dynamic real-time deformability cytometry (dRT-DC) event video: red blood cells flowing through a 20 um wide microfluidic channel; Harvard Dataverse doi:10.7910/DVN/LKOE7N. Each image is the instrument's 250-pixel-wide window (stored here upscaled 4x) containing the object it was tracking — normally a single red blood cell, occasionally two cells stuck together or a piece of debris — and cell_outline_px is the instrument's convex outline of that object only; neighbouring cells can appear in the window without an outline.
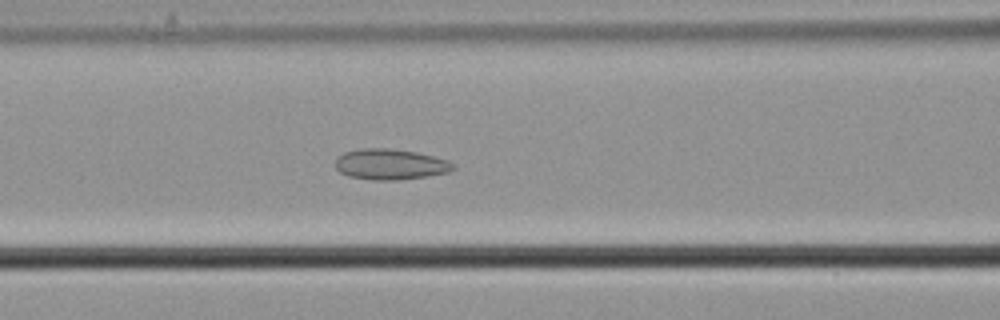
{"species": "common noctule bat (a hibernating species)", "species_latin": "Nyctalus noctula", "temperature_condition": "cold", "stored_images_in_passage": 41, "camera_frame_rate_fps": 3000, "um_per_image_px": 0.085, "animal": {"sex": "male", "body_mass_g": 21.5, "forearm_length_mm": 52.0}, "frame": {"image": 1, "passage_image": 17, "time_ms": 5.333, "image_size_px": [1000, 320], "cell_outline_px": [[456, 168], [452, 172], [428, 176], [400, 180], [372, 180], [348, 176], [340, 172], [336, 168], [336, 156], [344, 152], [360, 148], [388, 148], [416, 152], [448, 160], [456, 164]], "centroid_in_image_um": [33.2, 13.97], "position_along_channel_um": 133.4, "area_um2": 21.39}}
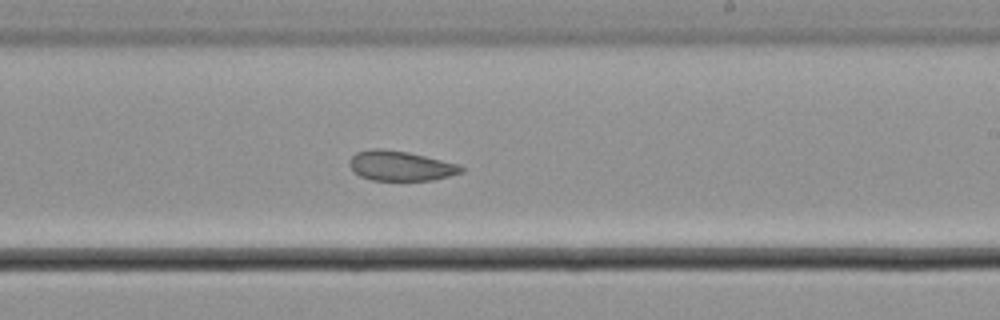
{"frame": {"image": 2, "passage_image": 27, "time_ms": 8.667, "image_size_px": [1000, 320], "cell_outline_px": [[464, 172], [432, 180], [372, 180], [360, 176], [352, 172], [348, 164], [352, 156], [356, 152], [372, 148], [380, 148], [408, 152], [460, 164], [464, 168]], "centroid_in_image_um": [34.03, 14.09], "position_along_channel_um": 255.0, "area_um2": 19.59}}
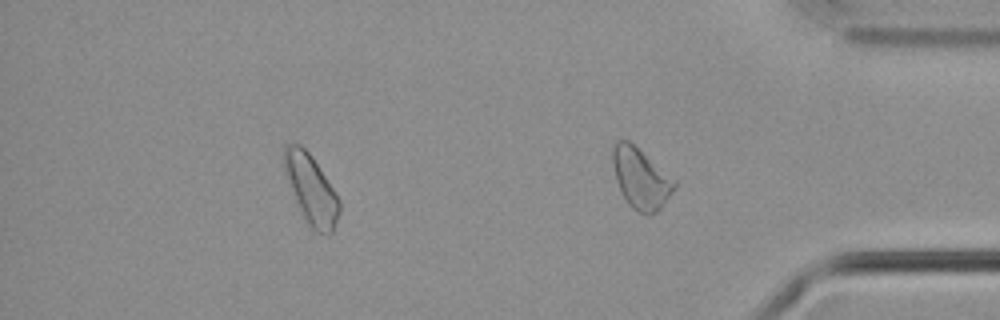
{"frame": {"image": 3, "passage_image": 38, "time_ms": 12.333, "image_size_px": [1000, 320], "cell_outline_px": [[340, 212], [332, 232], [328, 236], [316, 232], [308, 224], [296, 200], [284, 168], [284, 144], [300, 144], [312, 156], [336, 192], [340, 200]], "centroid_in_image_um": [26.48, 16.1], "position_along_channel_um": 408.7, "area_um2": 21.91}, "authors_computed_cell_mechanics": {"area_um2": 20.9814, "velocity_mm_per_s": 3.66, "shape_relaxation_time_tau1_ms": null, "shape_relaxation_time_tau2_ms": 8.1093, "deformation_change_tau1": null, "deformation_change_tau2": 0.1321}}